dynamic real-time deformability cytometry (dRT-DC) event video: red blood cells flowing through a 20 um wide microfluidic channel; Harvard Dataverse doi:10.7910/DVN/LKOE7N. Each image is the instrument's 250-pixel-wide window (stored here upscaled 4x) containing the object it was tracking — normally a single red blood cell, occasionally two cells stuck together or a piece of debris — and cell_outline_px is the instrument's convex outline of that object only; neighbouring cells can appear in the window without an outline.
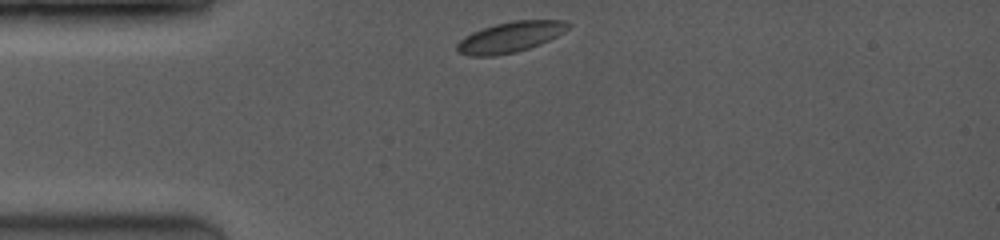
{"species": "common noctule bat (a hibernating species)", "species_latin": "Nyctalus noctula", "temperature_condition": "room temperature", "stored_images_in_passage": 3, "camera_frame_rate_fps": 3500, "um_per_image_px": 0.085, "animal": {"sex": "female", "body_mass_g": 19.0, "forearm_length_mm": 53.3}, "frame": {"image": 1, "passage_image": 1, "time_ms": 0.0, "image_size_px": [1000, 240], "cell_outline_px": [[572, 24], [568, 28], [556, 36], [540, 44], [516, 52], [492, 56], [468, 56], [456, 52], [456, 44], [464, 36], [472, 32], [496, 24], [512, 20], [564, 20]], "centroid_in_image_um": [43.33, 3.15], "position_along_channel_um": 41.7, "area_um2": 19.77}}
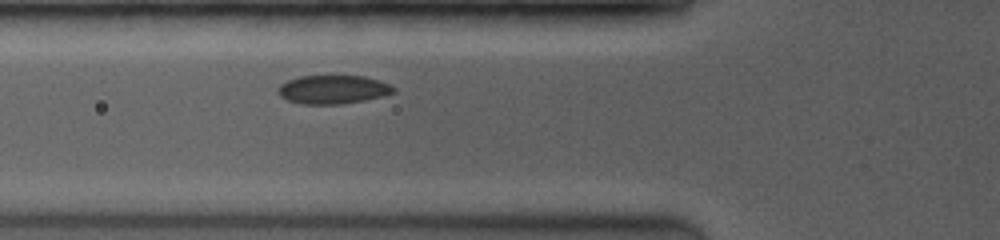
{"frame": {"image": 2, "passage_image": 3, "time_ms": 2.0, "image_size_px": [1000, 240], "cell_outline_px": [[396, 92], [364, 100], [340, 104], [300, 104], [288, 100], [280, 96], [276, 92], [280, 84], [288, 80], [300, 76], [364, 76], [380, 80], [396, 88]], "centroid_in_image_um": [28.28, 7.6], "position_along_channel_um": 97.5, "area_um2": 19.25}}